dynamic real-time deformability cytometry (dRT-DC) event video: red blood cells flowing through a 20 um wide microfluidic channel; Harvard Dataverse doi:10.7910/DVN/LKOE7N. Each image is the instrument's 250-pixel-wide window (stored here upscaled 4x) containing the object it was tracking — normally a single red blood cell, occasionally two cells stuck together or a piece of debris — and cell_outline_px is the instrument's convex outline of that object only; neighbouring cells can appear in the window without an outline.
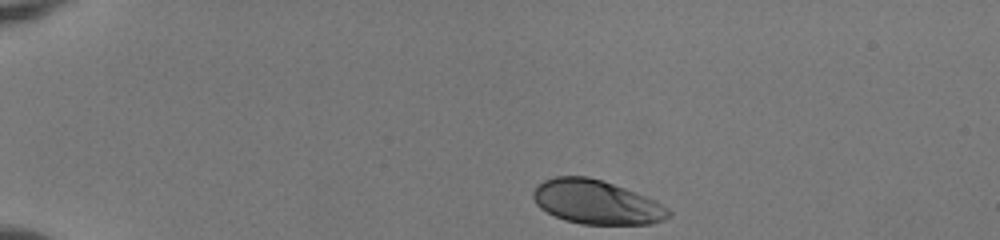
{"species": "human", "species_latin": "Homo sapiens", "temperature_condition": "room temperature", "stored_images_in_passage": 37, "camera_frame_rate_fps": 3000, "um_per_image_px": 0.085, "donor": {"sex": "female"}, "frame": {"image": 1, "passage_image": 1, "time_ms": 0.0, "image_size_px": [1000, 240], "cell_outline_px": [[672, 216], [664, 220], [652, 224], [580, 224], [564, 220], [540, 208], [536, 204], [532, 196], [532, 192], [536, 184], [544, 180], [556, 176], [588, 176], [604, 180], [644, 196], [668, 208], [672, 212]], "centroid_in_image_um": [50.67, 17.18], "position_along_channel_um": 34.3, "area_um2": 34.8}}
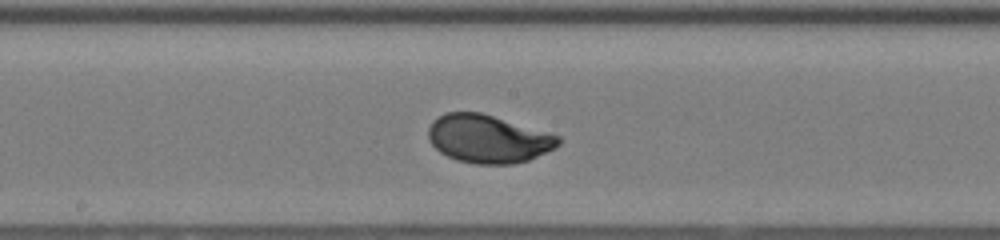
{"frame": {"image": 2, "passage_image": 20, "time_ms": 6.333, "image_size_px": [1000, 240], "cell_outline_px": [[560, 144], [556, 148], [528, 160], [512, 164], [476, 164], [456, 160], [440, 152], [428, 140], [428, 128], [432, 120], [444, 112], [480, 112], [560, 136]], "centroid_in_image_um": [41.46, 11.8], "position_along_channel_um": 206.7, "area_um2": 36.41}}
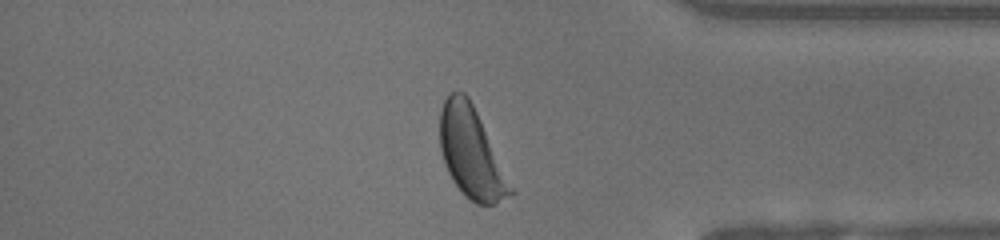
{"frame": {"image": 3, "passage_image": 35, "time_ms": 11.333, "image_size_px": [1000, 240], "cell_outline_px": [[516, 192], [496, 204], [476, 204], [464, 196], [452, 180], [448, 172], [440, 148], [440, 108], [444, 100], [452, 92], [464, 92], [468, 96], [516, 188]], "centroid_in_image_um": [40.1, 13.03], "position_along_channel_um": 395.1, "area_um2": 37.57}, "authors_computed_cell_mechanics": {"area_um2": 36.0094, "velocity_mm_per_s": 4.0096, "shape_relaxation_time_tau1_ms": 2.2285, "shape_relaxation_time_tau2_ms": null, "deformation_change_tau1": 0.1534, "deformation_change_tau2": null}}